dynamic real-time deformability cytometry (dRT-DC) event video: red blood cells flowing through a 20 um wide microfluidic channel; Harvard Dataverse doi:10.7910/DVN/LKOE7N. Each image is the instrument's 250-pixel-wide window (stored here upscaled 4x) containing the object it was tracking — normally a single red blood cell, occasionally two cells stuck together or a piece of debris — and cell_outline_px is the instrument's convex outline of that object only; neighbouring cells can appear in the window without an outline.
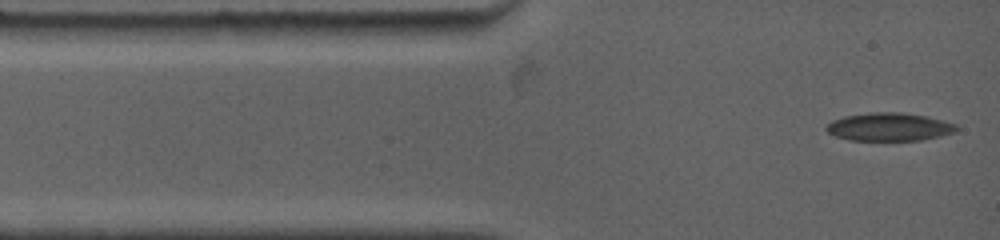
{"species": "common noctule bat (a hibernating species)", "species_latin": "Nyctalus noctula", "temperature_condition": "warm", "stored_images_in_passage": 36, "camera_frame_rate_fps": 4500, "um_per_image_px": 0.085, "animal": {"sex": "female", "body_mass_g": 19.0, "forearm_length_mm": 53.3}, "frame": {"image": 1, "passage_image": 1, "time_ms": 0.0, "image_size_px": [1000, 240], "cell_outline_px": [[960, 128], [956, 132], [940, 136], [920, 140], [848, 140], [836, 136], [828, 132], [824, 128], [832, 120], [844, 116], [872, 112], [900, 112], [928, 116], [956, 124]], "centroid_in_image_um": [75.6, 10.78], "position_along_channel_um": 9.4, "area_um2": 21.39}}
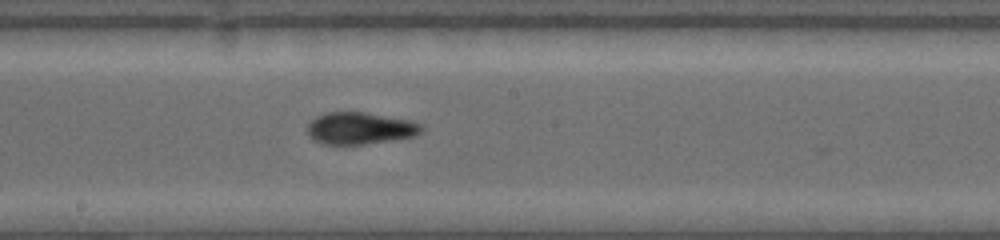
{"frame": {"image": 2, "passage_image": 20, "time_ms": 6.444, "image_size_px": [1000, 240], "cell_outline_px": [[424, 132], [416, 136], [396, 140], [360, 144], [324, 144], [312, 140], [308, 136], [308, 124], [316, 116], [324, 112], [364, 112], [408, 120], [420, 124], [424, 128]], "centroid_in_image_um": [30.61, 10.91], "position_along_channel_um": 217.6, "area_um2": 21.39}}
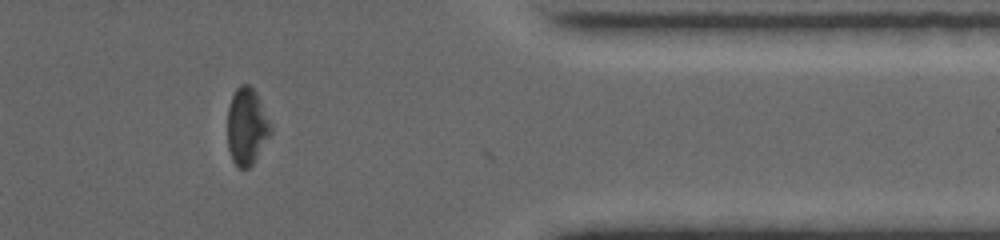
{"frame": {"image": 3, "passage_image": 35, "time_ms": 11.556, "image_size_px": [1000, 240], "cell_outline_px": [[272, 132], [252, 164], [248, 168], [240, 168], [232, 160], [228, 148], [228, 108], [232, 96], [236, 88], [240, 84], [248, 84], [256, 92], [272, 128]], "centroid_in_image_um": [20.96, 10.74], "position_along_channel_um": 390.4, "area_um2": 19.07}, "authors_computed_cell_mechanics": {"area_um2": 21.1548, "velocity_mm_per_s": 3.799, "shape_relaxation_time_tau1_ms": null, "shape_relaxation_time_tau2_ms": 3.2845, "deformation_change_tau1": null, "deformation_change_tau2": 0.0827}}